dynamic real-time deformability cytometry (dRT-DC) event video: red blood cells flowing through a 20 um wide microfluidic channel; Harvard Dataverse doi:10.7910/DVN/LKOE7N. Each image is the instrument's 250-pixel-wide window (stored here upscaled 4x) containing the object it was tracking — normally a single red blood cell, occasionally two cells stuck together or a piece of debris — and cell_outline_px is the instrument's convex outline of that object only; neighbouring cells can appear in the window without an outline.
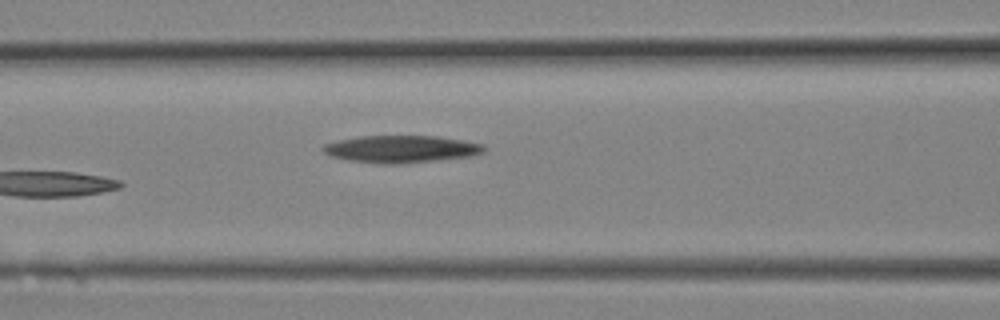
{"species": "Egyptian fruit bat (a non-hibernating species)", "species_latin": "Rousettus aegyptiacus", "temperature_condition": "room temperature", "stored_images_in_passage": 9, "camera_frame_rate_fps": 3000, "um_per_image_px": 0.085, "animal": {"sex": "female"}, "frame": {"image": 1, "passage_image": 9, "time_ms": 2.667, "image_size_px": [1000, 320], "cell_outline_px": [[484, 152], [472, 156], [396, 164], [384, 164], [348, 160], [332, 156], [324, 152], [320, 148], [324, 144], [340, 140], [360, 136], [436, 136], [484, 144]], "centroid_in_image_um": [34.08, 12.67], "position_along_channel_um": 132.5, "area_um2": 25.26}}